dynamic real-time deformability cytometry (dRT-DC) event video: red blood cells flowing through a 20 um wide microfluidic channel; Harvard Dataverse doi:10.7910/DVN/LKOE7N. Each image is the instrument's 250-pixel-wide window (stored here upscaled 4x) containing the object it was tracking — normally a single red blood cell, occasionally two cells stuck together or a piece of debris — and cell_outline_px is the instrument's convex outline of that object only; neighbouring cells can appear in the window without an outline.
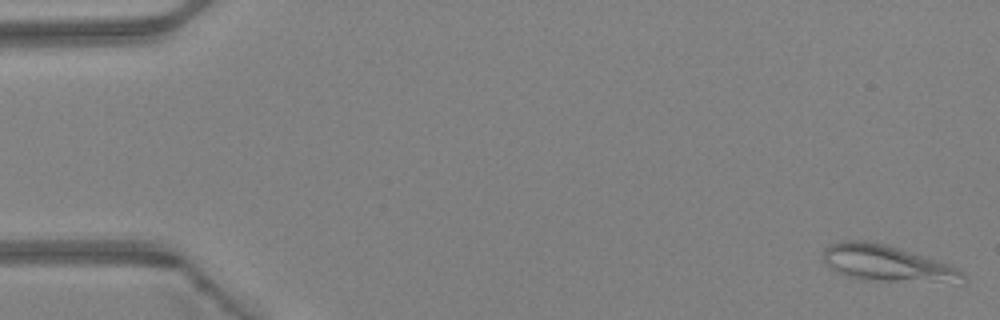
{"species": "Egyptian fruit bat (a non-hibernating species)", "species_latin": "Rousettus aegyptiacus", "temperature_condition": "warm", "stored_images_in_passage": 47, "camera_frame_rate_fps": 3000, "um_per_image_px": 0.085, "animal": {"sex": "female"}, "frame": {"image": 1, "passage_image": 1, "time_ms": 0.0, "image_size_px": [1000, 320], "cell_outline_px": [[968, 280], [964, 284], [960, 284], [856, 280], [844, 276], [828, 268], [824, 260], [824, 248], [832, 244], [844, 240], [868, 240], [884, 244], [936, 260], [960, 268], [968, 276]], "centroid_in_image_um": [75.48, 22.45], "position_along_channel_um": 9.5, "area_um2": 30.46}}
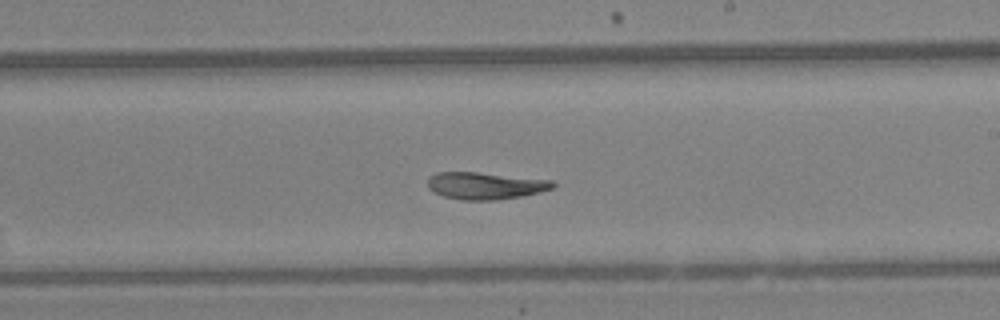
{"frame": {"image": 2, "passage_image": 28, "time_ms": 9.0, "image_size_px": [1000, 320], "cell_outline_px": [[556, 184], [552, 188], [540, 192], [520, 196], [496, 200], [460, 200], [444, 196], [428, 188], [428, 176], [436, 172], [476, 172], [552, 180]], "centroid_in_image_um": [41.23, 15.78], "position_along_channel_um": 247.8, "area_um2": 19.65}}
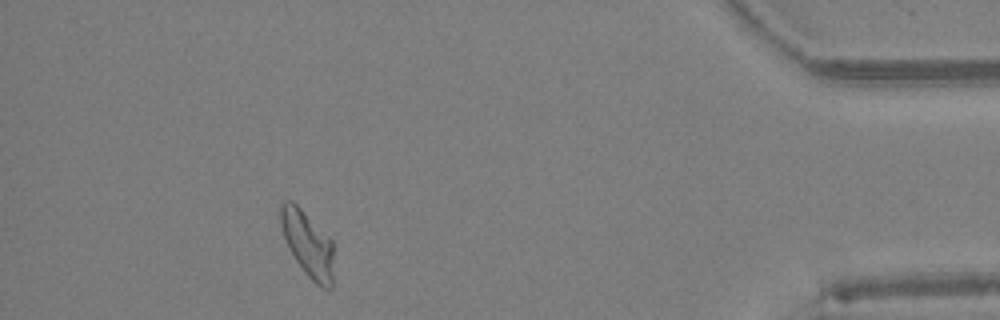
{"frame": {"image": 3, "passage_image": 43, "time_ms": 14.0, "image_size_px": [1000, 320], "cell_outline_px": [[332, 288], [320, 288], [304, 272], [288, 248], [280, 224], [280, 204], [284, 200], [292, 200], [332, 240]], "centroid_in_image_um": [26.13, 20.73], "position_along_channel_um": 409.1, "area_um2": 20.06}, "authors_computed_cell_mechanics": {"area_um2": 20.8658, "velocity_mm_per_s": 4.2808, "shape_relaxation_time_tau1_ms": null, "shape_relaxation_time_tau2_ms": 3.4625, "deformation_change_tau1": null, "deformation_change_tau2": 0.082}}